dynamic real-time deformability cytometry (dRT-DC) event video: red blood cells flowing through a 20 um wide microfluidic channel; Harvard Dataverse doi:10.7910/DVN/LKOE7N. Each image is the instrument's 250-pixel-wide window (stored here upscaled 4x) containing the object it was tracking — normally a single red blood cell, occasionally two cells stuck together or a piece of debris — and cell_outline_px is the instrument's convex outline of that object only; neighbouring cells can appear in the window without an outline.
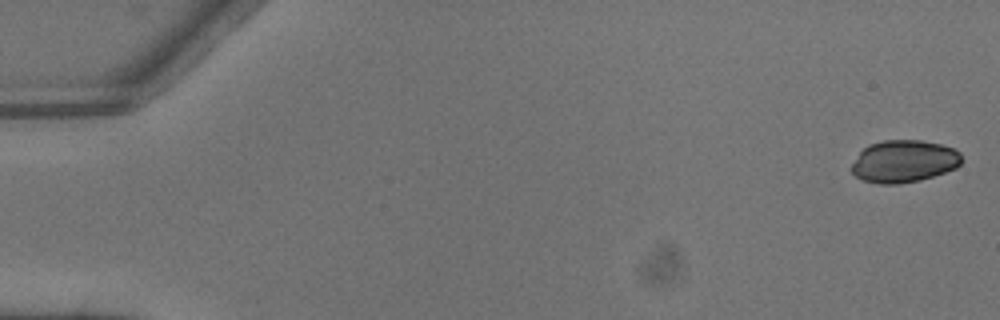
{"species": "common noctule bat (a hibernating species)", "species_latin": "Nyctalus noctula", "temperature_condition": "warm", "stored_images_in_passage": 3, "camera_frame_rate_fps": 3000, "um_per_image_px": 0.085, "animal": {"sex": "male", "body_mass_g": 13.3}, "frame": {"image": 1, "passage_image": 1, "time_ms": 0.0, "image_size_px": [1000, 320], "cell_outline_px": [[960, 164], [956, 168], [920, 180], [896, 184], [880, 184], [864, 180], [856, 176], [852, 172], [852, 164], [860, 152], [868, 144], [884, 140], [920, 140], [940, 144], [952, 148], [960, 152]], "centroid_in_image_um": [76.82, 13.7], "position_along_channel_um": 8.2, "area_um2": 26.88}}
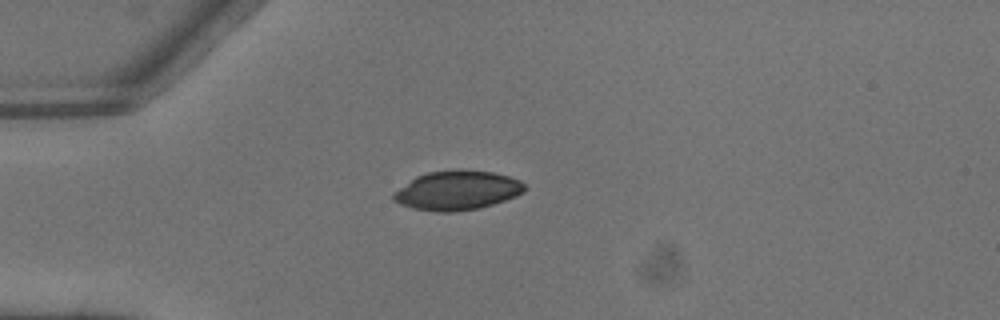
{"frame": {"image": 2, "passage_image": 3, "time_ms": 0.667, "image_size_px": [1000, 320], "cell_outline_px": [[528, 188], [524, 192], [516, 196], [480, 208], [452, 212], [436, 212], [412, 208], [400, 204], [392, 200], [392, 192], [416, 176], [428, 172], [460, 168], [492, 172], [508, 176], [520, 180]], "centroid_in_image_um": [38.84, 16.17], "position_along_channel_um": 46.2, "area_um2": 30.4}}